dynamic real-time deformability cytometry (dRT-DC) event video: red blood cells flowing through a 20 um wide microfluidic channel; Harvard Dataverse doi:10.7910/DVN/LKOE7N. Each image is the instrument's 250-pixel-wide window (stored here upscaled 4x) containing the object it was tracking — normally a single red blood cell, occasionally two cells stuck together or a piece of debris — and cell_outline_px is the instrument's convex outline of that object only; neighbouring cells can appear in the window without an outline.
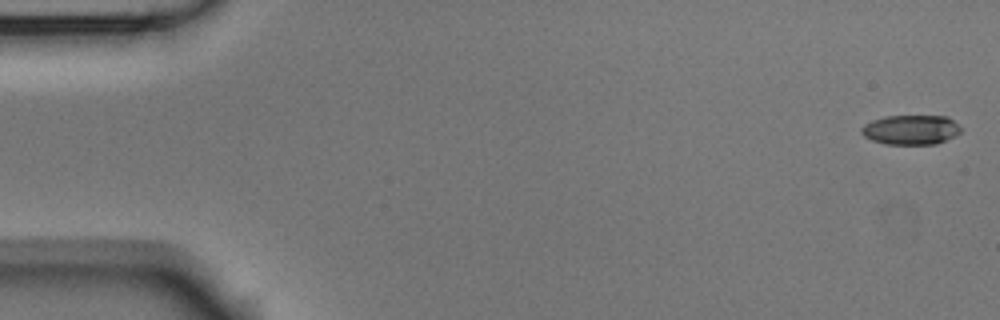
{"species": "Egyptian fruit bat (a non-hibernating species)", "species_latin": "Rousettus aegyptiacus", "temperature_condition": "room temperature", "stored_images_in_passage": 3, "camera_frame_rate_fps": 3000, "um_per_image_px": 0.085, "animal": {"sex": "male"}, "frame": {"image": 1, "passage_image": 1, "time_ms": 0.0, "image_size_px": [1000, 320], "cell_outline_px": [[960, 132], [956, 136], [936, 144], [884, 144], [872, 140], [864, 136], [860, 132], [860, 128], [864, 124], [872, 120], [884, 116], [948, 116], [960, 128]], "centroid_in_image_um": [77.39, 11.03], "position_along_channel_um": 7.6, "area_um2": 17.22}}